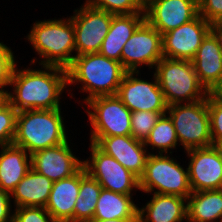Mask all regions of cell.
I'll use <instances>...</instances> for the list:
<instances>
[{
  "label": "cell",
  "mask_w": 222,
  "mask_h": 222,
  "mask_svg": "<svg viewBox=\"0 0 222 222\" xmlns=\"http://www.w3.org/2000/svg\"><path fill=\"white\" fill-rule=\"evenodd\" d=\"M185 150L212 146L208 96L192 103L172 104L167 112Z\"/></svg>",
  "instance_id": "obj_6"
},
{
  "label": "cell",
  "mask_w": 222,
  "mask_h": 222,
  "mask_svg": "<svg viewBox=\"0 0 222 222\" xmlns=\"http://www.w3.org/2000/svg\"><path fill=\"white\" fill-rule=\"evenodd\" d=\"M166 112L135 111L131 114V136L145 141L161 115Z\"/></svg>",
  "instance_id": "obj_29"
},
{
  "label": "cell",
  "mask_w": 222,
  "mask_h": 222,
  "mask_svg": "<svg viewBox=\"0 0 222 222\" xmlns=\"http://www.w3.org/2000/svg\"><path fill=\"white\" fill-rule=\"evenodd\" d=\"M61 109H29L17 113L13 145L29 155L67 141Z\"/></svg>",
  "instance_id": "obj_3"
},
{
  "label": "cell",
  "mask_w": 222,
  "mask_h": 222,
  "mask_svg": "<svg viewBox=\"0 0 222 222\" xmlns=\"http://www.w3.org/2000/svg\"><path fill=\"white\" fill-rule=\"evenodd\" d=\"M30 156L31 168L53 182L69 178L83 167V161L73 155L68 140L58 146L37 151Z\"/></svg>",
  "instance_id": "obj_17"
},
{
  "label": "cell",
  "mask_w": 222,
  "mask_h": 222,
  "mask_svg": "<svg viewBox=\"0 0 222 222\" xmlns=\"http://www.w3.org/2000/svg\"><path fill=\"white\" fill-rule=\"evenodd\" d=\"M177 142L178 138L174 124L168 115L163 114L150 131L149 136L144 141V145H151L152 149H154V147L158 148V150H160L159 154H167L169 148H176Z\"/></svg>",
  "instance_id": "obj_27"
},
{
  "label": "cell",
  "mask_w": 222,
  "mask_h": 222,
  "mask_svg": "<svg viewBox=\"0 0 222 222\" xmlns=\"http://www.w3.org/2000/svg\"><path fill=\"white\" fill-rule=\"evenodd\" d=\"M192 192L222 189V149L217 146L195 148L186 151Z\"/></svg>",
  "instance_id": "obj_13"
},
{
  "label": "cell",
  "mask_w": 222,
  "mask_h": 222,
  "mask_svg": "<svg viewBox=\"0 0 222 222\" xmlns=\"http://www.w3.org/2000/svg\"><path fill=\"white\" fill-rule=\"evenodd\" d=\"M126 72L121 62L99 52L84 54L75 56L67 68V82L68 85L81 82L82 91L89 93L84 100L87 102L99 96L116 95Z\"/></svg>",
  "instance_id": "obj_2"
},
{
  "label": "cell",
  "mask_w": 222,
  "mask_h": 222,
  "mask_svg": "<svg viewBox=\"0 0 222 222\" xmlns=\"http://www.w3.org/2000/svg\"><path fill=\"white\" fill-rule=\"evenodd\" d=\"M210 32L216 38L218 45L222 49V20L210 23Z\"/></svg>",
  "instance_id": "obj_36"
},
{
  "label": "cell",
  "mask_w": 222,
  "mask_h": 222,
  "mask_svg": "<svg viewBox=\"0 0 222 222\" xmlns=\"http://www.w3.org/2000/svg\"><path fill=\"white\" fill-rule=\"evenodd\" d=\"M191 61L200 84L209 94L218 93L222 89V49L211 32Z\"/></svg>",
  "instance_id": "obj_18"
},
{
  "label": "cell",
  "mask_w": 222,
  "mask_h": 222,
  "mask_svg": "<svg viewBox=\"0 0 222 222\" xmlns=\"http://www.w3.org/2000/svg\"><path fill=\"white\" fill-rule=\"evenodd\" d=\"M45 70H18L14 68L10 85L14 93H8L9 103L22 110H50L60 108V94L68 85L67 69L43 66Z\"/></svg>",
  "instance_id": "obj_1"
},
{
  "label": "cell",
  "mask_w": 222,
  "mask_h": 222,
  "mask_svg": "<svg viewBox=\"0 0 222 222\" xmlns=\"http://www.w3.org/2000/svg\"><path fill=\"white\" fill-rule=\"evenodd\" d=\"M8 93V91H4V89L0 88V110L9 103Z\"/></svg>",
  "instance_id": "obj_38"
},
{
  "label": "cell",
  "mask_w": 222,
  "mask_h": 222,
  "mask_svg": "<svg viewBox=\"0 0 222 222\" xmlns=\"http://www.w3.org/2000/svg\"><path fill=\"white\" fill-rule=\"evenodd\" d=\"M10 193L0 187V222H12ZM12 214V215H10Z\"/></svg>",
  "instance_id": "obj_35"
},
{
  "label": "cell",
  "mask_w": 222,
  "mask_h": 222,
  "mask_svg": "<svg viewBox=\"0 0 222 222\" xmlns=\"http://www.w3.org/2000/svg\"><path fill=\"white\" fill-rule=\"evenodd\" d=\"M199 14L209 23L222 20V0H198Z\"/></svg>",
  "instance_id": "obj_34"
},
{
  "label": "cell",
  "mask_w": 222,
  "mask_h": 222,
  "mask_svg": "<svg viewBox=\"0 0 222 222\" xmlns=\"http://www.w3.org/2000/svg\"><path fill=\"white\" fill-rule=\"evenodd\" d=\"M155 67L154 74L168 106L182 101L192 103L209 95L200 84L191 60L163 57Z\"/></svg>",
  "instance_id": "obj_5"
},
{
  "label": "cell",
  "mask_w": 222,
  "mask_h": 222,
  "mask_svg": "<svg viewBox=\"0 0 222 222\" xmlns=\"http://www.w3.org/2000/svg\"><path fill=\"white\" fill-rule=\"evenodd\" d=\"M217 94L222 97V89Z\"/></svg>",
  "instance_id": "obj_40"
},
{
  "label": "cell",
  "mask_w": 222,
  "mask_h": 222,
  "mask_svg": "<svg viewBox=\"0 0 222 222\" xmlns=\"http://www.w3.org/2000/svg\"><path fill=\"white\" fill-rule=\"evenodd\" d=\"M85 3L113 15L144 13L140 0H87Z\"/></svg>",
  "instance_id": "obj_28"
},
{
  "label": "cell",
  "mask_w": 222,
  "mask_h": 222,
  "mask_svg": "<svg viewBox=\"0 0 222 222\" xmlns=\"http://www.w3.org/2000/svg\"><path fill=\"white\" fill-rule=\"evenodd\" d=\"M87 222H138V218H121V219H111V220L91 219Z\"/></svg>",
  "instance_id": "obj_37"
},
{
  "label": "cell",
  "mask_w": 222,
  "mask_h": 222,
  "mask_svg": "<svg viewBox=\"0 0 222 222\" xmlns=\"http://www.w3.org/2000/svg\"><path fill=\"white\" fill-rule=\"evenodd\" d=\"M12 222H56L45 207H16Z\"/></svg>",
  "instance_id": "obj_32"
},
{
  "label": "cell",
  "mask_w": 222,
  "mask_h": 222,
  "mask_svg": "<svg viewBox=\"0 0 222 222\" xmlns=\"http://www.w3.org/2000/svg\"><path fill=\"white\" fill-rule=\"evenodd\" d=\"M163 57L162 34L144 20L125 43L121 64L127 72H137L138 66L153 68Z\"/></svg>",
  "instance_id": "obj_10"
},
{
  "label": "cell",
  "mask_w": 222,
  "mask_h": 222,
  "mask_svg": "<svg viewBox=\"0 0 222 222\" xmlns=\"http://www.w3.org/2000/svg\"><path fill=\"white\" fill-rule=\"evenodd\" d=\"M53 181L32 168L12 190L16 207H45L50 196Z\"/></svg>",
  "instance_id": "obj_22"
},
{
  "label": "cell",
  "mask_w": 222,
  "mask_h": 222,
  "mask_svg": "<svg viewBox=\"0 0 222 222\" xmlns=\"http://www.w3.org/2000/svg\"><path fill=\"white\" fill-rule=\"evenodd\" d=\"M145 20L165 34L199 15L198 0H153L144 7Z\"/></svg>",
  "instance_id": "obj_15"
},
{
  "label": "cell",
  "mask_w": 222,
  "mask_h": 222,
  "mask_svg": "<svg viewBox=\"0 0 222 222\" xmlns=\"http://www.w3.org/2000/svg\"><path fill=\"white\" fill-rule=\"evenodd\" d=\"M143 6L145 7L148 3H150L153 0H140Z\"/></svg>",
  "instance_id": "obj_39"
},
{
  "label": "cell",
  "mask_w": 222,
  "mask_h": 222,
  "mask_svg": "<svg viewBox=\"0 0 222 222\" xmlns=\"http://www.w3.org/2000/svg\"><path fill=\"white\" fill-rule=\"evenodd\" d=\"M91 155V162L86 159L83 167L103 189L124 195H131L132 188L139 189V178L92 142Z\"/></svg>",
  "instance_id": "obj_9"
},
{
  "label": "cell",
  "mask_w": 222,
  "mask_h": 222,
  "mask_svg": "<svg viewBox=\"0 0 222 222\" xmlns=\"http://www.w3.org/2000/svg\"><path fill=\"white\" fill-rule=\"evenodd\" d=\"M208 110L212 143L222 148V97L217 93L208 95Z\"/></svg>",
  "instance_id": "obj_30"
},
{
  "label": "cell",
  "mask_w": 222,
  "mask_h": 222,
  "mask_svg": "<svg viewBox=\"0 0 222 222\" xmlns=\"http://www.w3.org/2000/svg\"><path fill=\"white\" fill-rule=\"evenodd\" d=\"M91 142L101 151L114 157L123 167L140 178L149 153L143 141L127 136H91Z\"/></svg>",
  "instance_id": "obj_16"
},
{
  "label": "cell",
  "mask_w": 222,
  "mask_h": 222,
  "mask_svg": "<svg viewBox=\"0 0 222 222\" xmlns=\"http://www.w3.org/2000/svg\"><path fill=\"white\" fill-rule=\"evenodd\" d=\"M80 190V170L53 183L45 209L56 222H74V208Z\"/></svg>",
  "instance_id": "obj_19"
},
{
  "label": "cell",
  "mask_w": 222,
  "mask_h": 222,
  "mask_svg": "<svg viewBox=\"0 0 222 222\" xmlns=\"http://www.w3.org/2000/svg\"><path fill=\"white\" fill-rule=\"evenodd\" d=\"M86 104L93 110H86L93 127L91 136L131 135L132 112L117 95L95 97Z\"/></svg>",
  "instance_id": "obj_8"
},
{
  "label": "cell",
  "mask_w": 222,
  "mask_h": 222,
  "mask_svg": "<svg viewBox=\"0 0 222 222\" xmlns=\"http://www.w3.org/2000/svg\"><path fill=\"white\" fill-rule=\"evenodd\" d=\"M131 198V195H124L102 188L93 219L138 218L139 207L134 204Z\"/></svg>",
  "instance_id": "obj_25"
},
{
  "label": "cell",
  "mask_w": 222,
  "mask_h": 222,
  "mask_svg": "<svg viewBox=\"0 0 222 222\" xmlns=\"http://www.w3.org/2000/svg\"><path fill=\"white\" fill-rule=\"evenodd\" d=\"M28 40L42 58V66H58L67 69L76 55L74 26L72 19L43 20L36 22Z\"/></svg>",
  "instance_id": "obj_4"
},
{
  "label": "cell",
  "mask_w": 222,
  "mask_h": 222,
  "mask_svg": "<svg viewBox=\"0 0 222 222\" xmlns=\"http://www.w3.org/2000/svg\"><path fill=\"white\" fill-rule=\"evenodd\" d=\"M222 220V189L192 192L187 198L188 222Z\"/></svg>",
  "instance_id": "obj_24"
},
{
  "label": "cell",
  "mask_w": 222,
  "mask_h": 222,
  "mask_svg": "<svg viewBox=\"0 0 222 222\" xmlns=\"http://www.w3.org/2000/svg\"><path fill=\"white\" fill-rule=\"evenodd\" d=\"M175 195L188 198L192 193L188 169L184 171L173 158L163 154H150L145 171L139 178V189L145 193Z\"/></svg>",
  "instance_id": "obj_7"
},
{
  "label": "cell",
  "mask_w": 222,
  "mask_h": 222,
  "mask_svg": "<svg viewBox=\"0 0 222 222\" xmlns=\"http://www.w3.org/2000/svg\"><path fill=\"white\" fill-rule=\"evenodd\" d=\"M15 62L12 50L0 42V88L10 86Z\"/></svg>",
  "instance_id": "obj_33"
},
{
  "label": "cell",
  "mask_w": 222,
  "mask_h": 222,
  "mask_svg": "<svg viewBox=\"0 0 222 222\" xmlns=\"http://www.w3.org/2000/svg\"><path fill=\"white\" fill-rule=\"evenodd\" d=\"M101 190L102 186L82 167L80 190L74 208V222H87L93 219Z\"/></svg>",
  "instance_id": "obj_26"
},
{
  "label": "cell",
  "mask_w": 222,
  "mask_h": 222,
  "mask_svg": "<svg viewBox=\"0 0 222 222\" xmlns=\"http://www.w3.org/2000/svg\"><path fill=\"white\" fill-rule=\"evenodd\" d=\"M184 201V197L153 193L146 206L139 208L138 222H182L187 219Z\"/></svg>",
  "instance_id": "obj_21"
},
{
  "label": "cell",
  "mask_w": 222,
  "mask_h": 222,
  "mask_svg": "<svg viewBox=\"0 0 222 222\" xmlns=\"http://www.w3.org/2000/svg\"><path fill=\"white\" fill-rule=\"evenodd\" d=\"M210 32V23L200 14L192 21L162 34L165 58L192 60L203 39Z\"/></svg>",
  "instance_id": "obj_14"
},
{
  "label": "cell",
  "mask_w": 222,
  "mask_h": 222,
  "mask_svg": "<svg viewBox=\"0 0 222 222\" xmlns=\"http://www.w3.org/2000/svg\"><path fill=\"white\" fill-rule=\"evenodd\" d=\"M18 111L8 103L0 110V147L13 143Z\"/></svg>",
  "instance_id": "obj_31"
},
{
  "label": "cell",
  "mask_w": 222,
  "mask_h": 222,
  "mask_svg": "<svg viewBox=\"0 0 222 222\" xmlns=\"http://www.w3.org/2000/svg\"><path fill=\"white\" fill-rule=\"evenodd\" d=\"M1 148L0 187L11 193L30 170L31 156L24 148L13 144Z\"/></svg>",
  "instance_id": "obj_23"
},
{
  "label": "cell",
  "mask_w": 222,
  "mask_h": 222,
  "mask_svg": "<svg viewBox=\"0 0 222 222\" xmlns=\"http://www.w3.org/2000/svg\"><path fill=\"white\" fill-rule=\"evenodd\" d=\"M138 73L126 72L116 95L131 112H167L168 105L156 75L154 82H148L133 76Z\"/></svg>",
  "instance_id": "obj_12"
},
{
  "label": "cell",
  "mask_w": 222,
  "mask_h": 222,
  "mask_svg": "<svg viewBox=\"0 0 222 222\" xmlns=\"http://www.w3.org/2000/svg\"><path fill=\"white\" fill-rule=\"evenodd\" d=\"M145 20V13L113 15L109 32L99 53L121 62V52L136 28Z\"/></svg>",
  "instance_id": "obj_20"
},
{
  "label": "cell",
  "mask_w": 222,
  "mask_h": 222,
  "mask_svg": "<svg viewBox=\"0 0 222 222\" xmlns=\"http://www.w3.org/2000/svg\"><path fill=\"white\" fill-rule=\"evenodd\" d=\"M113 14L86 3L71 16L74 26L76 56L98 53L109 32Z\"/></svg>",
  "instance_id": "obj_11"
}]
</instances>
